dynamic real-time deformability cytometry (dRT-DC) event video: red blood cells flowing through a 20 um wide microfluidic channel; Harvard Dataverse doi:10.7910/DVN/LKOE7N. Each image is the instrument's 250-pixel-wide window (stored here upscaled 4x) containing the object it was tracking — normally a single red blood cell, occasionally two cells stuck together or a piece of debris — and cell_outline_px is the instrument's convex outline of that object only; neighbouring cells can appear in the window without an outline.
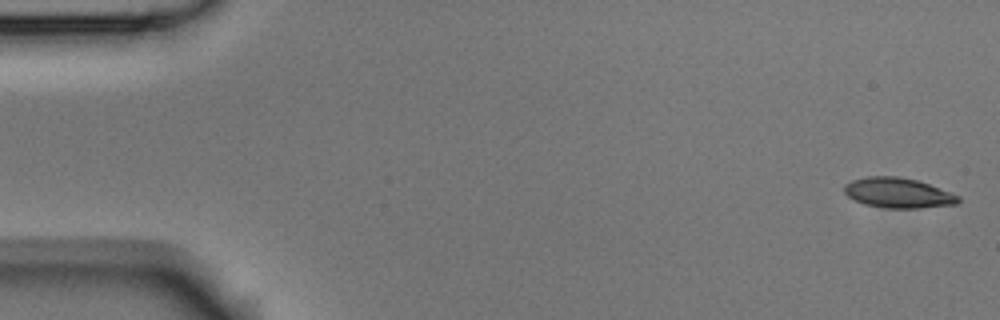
{"species": "Egyptian fruit bat (a non-hibernating species)", "species_latin": "Rousettus aegyptiacus", "temperature_condition": "room temperature", "stored_images_in_passage": 5, "camera_frame_rate_fps": 3000, "um_per_image_px": 0.085, "animal": {"sex": "male"}, "frame": {"image": 1, "passage_image": 1, "time_ms": 0.0, "image_size_px": [1000, 320], "cell_outline_px": [[960, 200], [956, 204], [920, 208], [888, 208], [864, 204], [848, 196], [844, 192], [844, 184], [852, 180], [868, 176], [896, 176], [916, 180], [928, 184], [960, 196]], "centroid_in_image_um": [76.32, 16.39], "position_along_channel_um": 8.7, "area_um2": 19.83}}
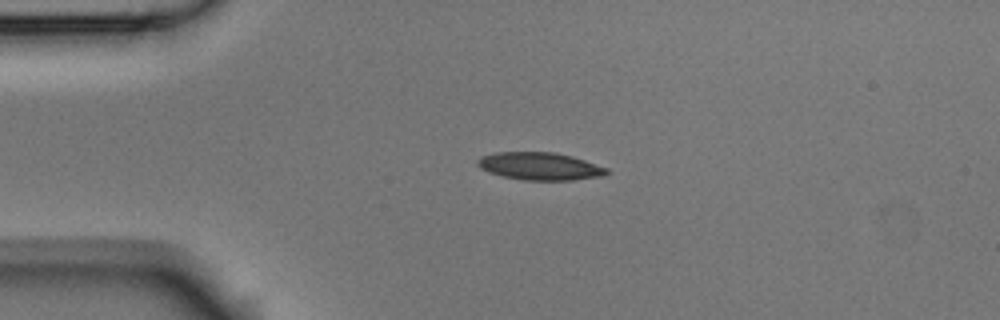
{"frame": {"image": 2, "passage_image": 4, "time_ms": 1.0, "image_size_px": [1000, 320], "cell_outline_px": [[608, 172], [604, 176], [572, 180], [524, 180], [504, 176], [488, 172], [480, 168], [476, 164], [476, 160], [480, 156], [496, 152], [556, 152], [572, 156], [608, 168]], "centroid_in_image_um": [45.87, 14.12], "position_along_channel_um": 39.1, "area_um2": 20.87}}